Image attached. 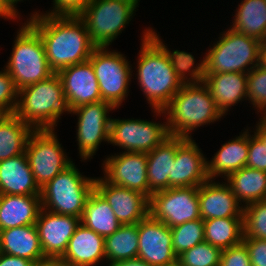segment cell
<instances>
[{
    "label": "cell",
    "instance_id": "cell-2",
    "mask_svg": "<svg viewBox=\"0 0 266 266\" xmlns=\"http://www.w3.org/2000/svg\"><path fill=\"white\" fill-rule=\"evenodd\" d=\"M27 22L39 33L54 73L89 60L96 48L79 16H52L37 11Z\"/></svg>",
    "mask_w": 266,
    "mask_h": 266
},
{
    "label": "cell",
    "instance_id": "cell-32",
    "mask_svg": "<svg viewBox=\"0 0 266 266\" xmlns=\"http://www.w3.org/2000/svg\"><path fill=\"white\" fill-rule=\"evenodd\" d=\"M205 241L221 250L243 241V217H227L203 220Z\"/></svg>",
    "mask_w": 266,
    "mask_h": 266
},
{
    "label": "cell",
    "instance_id": "cell-43",
    "mask_svg": "<svg viewBox=\"0 0 266 266\" xmlns=\"http://www.w3.org/2000/svg\"><path fill=\"white\" fill-rule=\"evenodd\" d=\"M34 264L26 258L0 253V266H34Z\"/></svg>",
    "mask_w": 266,
    "mask_h": 266
},
{
    "label": "cell",
    "instance_id": "cell-37",
    "mask_svg": "<svg viewBox=\"0 0 266 266\" xmlns=\"http://www.w3.org/2000/svg\"><path fill=\"white\" fill-rule=\"evenodd\" d=\"M247 98L266 117V69L260 65L247 73Z\"/></svg>",
    "mask_w": 266,
    "mask_h": 266
},
{
    "label": "cell",
    "instance_id": "cell-30",
    "mask_svg": "<svg viewBox=\"0 0 266 266\" xmlns=\"http://www.w3.org/2000/svg\"><path fill=\"white\" fill-rule=\"evenodd\" d=\"M34 128L15 114L0 118V161L25 153Z\"/></svg>",
    "mask_w": 266,
    "mask_h": 266
},
{
    "label": "cell",
    "instance_id": "cell-29",
    "mask_svg": "<svg viewBox=\"0 0 266 266\" xmlns=\"http://www.w3.org/2000/svg\"><path fill=\"white\" fill-rule=\"evenodd\" d=\"M225 180L242 206L266 199L265 171L242 167L231 173Z\"/></svg>",
    "mask_w": 266,
    "mask_h": 266
},
{
    "label": "cell",
    "instance_id": "cell-36",
    "mask_svg": "<svg viewBox=\"0 0 266 266\" xmlns=\"http://www.w3.org/2000/svg\"><path fill=\"white\" fill-rule=\"evenodd\" d=\"M243 238L266 240V199L243 207Z\"/></svg>",
    "mask_w": 266,
    "mask_h": 266
},
{
    "label": "cell",
    "instance_id": "cell-21",
    "mask_svg": "<svg viewBox=\"0 0 266 266\" xmlns=\"http://www.w3.org/2000/svg\"><path fill=\"white\" fill-rule=\"evenodd\" d=\"M208 87L218 109L225 116L228 109L247 100V74L241 72L196 74Z\"/></svg>",
    "mask_w": 266,
    "mask_h": 266
},
{
    "label": "cell",
    "instance_id": "cell-49",
    "mask_svg": "<svg viewBox=\"0 0 266 266\" xmlns=\"http://www.w3.org/2000/svg\"><path fill=\"white\" fill-rule=\"evenodd\" d=\"M5 3L15 12V13H19L18 10L16 9V4L20 1L23 0H4Z\"/></svg>",
    "mask_w": 266,
    "mask_h": 266
},
{
    "label": "cell",
    "instance_id": "cell-19",
    "mask_svg": "<svg viewBox=\"0 0 266 266\" xmlns=\"http://www.w3.org/2000/svg\"><path fill=\"white\" fill-rule=\"evenodd\" d=\"M201 151L192 138L177 148L169 188L199 187L208 180L207 159Z\"/></svg>",
    "mask_w": 266,
    "mask_h": 266
},
{
    "label": "cell",
    "instance_id": "cell-48",
    "mask_svg": "<svg viewBox=\"0 0 266 266\" xmlns=\"http://www.w3.org/2000/svg\"><path fill=\"white\" fill-rule=\"evenodd\" d=\"M259 65L266 69V40L260 45Z\"/></svg>",
    "mask_w": 266,
    "mask_h": 266
},
{
    "label": "cell",
    "instance_id": "cell-15",
    "mask_svg": "<svg viewBox=\"0 0 266 266\" xmlns=\"http://www.w3.org/2000/svg\"><path fill=\"white\" fill-rule=\"evenodd\" d=\"M103 170L108 182L140 192L149 199L147 153L123 152L107 156Z\"/></svg>",
    "mask_w": 266,
    "mask_h": 266
},
{
    "label": "cell",
    "instance_id": "cell-47",
    "mask_svg": "<svg viewBox=\"0 0 266 266\" xmlns=\"http://www.w3.org/2000/svg\"><path fill=\"white\" fill-rule=\"evenodd\" d=\"M109 266H150V265L139 258H135V259L117 261Z\"/></svg>",
    "mask_w": 266,
    "mask_h": 266
},
{
    "label": "cell",
    "instance_id": "cell-13",
    "mask_svg": "<svg viewBox=\"0 0 266 266\" xmlns=\"http://www.w3.org/2000/svg\"><path fill=\"white\" fill-rule=\"evenodd\" d=\"M115 108L104 101L79 106L69 111L78 117L77 142L82 160L91 159L103 141L109 143L111 118L107 115Z\"/></svg>",
    "mask_w": 266,
    "mask_h": 266
},
{
    "label": "cell",
    "instance_id": "cell-44",
    "mask_svg": "<svg viewBox=\"0 0 266 266\" xmlns=\"http://www.w3.org/2000/svg\"><path fill=\"white\" fill-rule=\"evenodd\" d=\"M256 125V131H254V135L262 142V144L266 147V117L261 116L259 118Z\"/></svg>",
    "mask_w": 266,
    "mask_h": 266
},
{
    "label": "cell",
    "instance_id": "cell-31",
    "mask_svg": "<svg viewBox=\"0 0 266 266\" xmlns=\"http://www.w3.org/2000/svg\"><path fill=\"white\" fill-rule=\"evenodd\" d=\"M234 17L232 30L260 42L266 40V0H243Z\"/></svg>",
    "mask_w": 266,
    "mask_h": 266
},
{
    "label": "cell",
    "instance_id": "cell-38",
    "mask_svg": "<svg viewBox=\"0 0 266 266\" xmlns=\"http://www.w3.org/2000/svg\"><path fill=\"white\" fill-rule=\"evenodd\" d=\"M19 90L8 71H0V111L4 115L14 114Z\"/></svg>",
    "mask_w": 266,
    "mask_h": 266
},
{
    "label": "cell",
    "instance_id": "cell-40",
    "mask_svg": "<svg viewBox=\"0 0 266 266\" xmlns=\"http://www.w3.org/2000/svg\"><path fill=\"white\" fill-rule=\"evenodd\" d=\"M246 167L266 172V147L255 136L249 134V150Z\"/></svg>",
    "mask_w": 266,
    "mask_h": 266
},
{
    "label": "cell",
    "instance_id": "cell-25",
    "mask_svg": "<svg viewBox=\"0 0 266 266\" xmlns=\"http://www.w3.org/2000/svg\"><path fill=\"white\" fill-rule=\"evenodd\" d=\"M40 195H0V231L36 224Z\"/></svg>",
    "mask_w": 266,
    "mask_h": 266
},
{
    "label": "cell",
    "instance_id": "cell-18",
    "mask_svg": "<svg viewBox=\"0 0 266 266\" xmlns=\"http://www.w3.org/2000/svg\"><path fill=\"white\" fill-rule=\"evenodd\" d=\"M62 81L69 111L102 101L94 68L89 60L71 65L57 73Z\"/></svg>",
    "mask_w": 266,
    "mask_h": 266
},
{
    "label": "cell",
    "instance_id": "cell-41",
    "mask_svg": "<svg viewBox=\"0 0 266 266\" xmlns=\"http://www.w3.org/2000/svg\"><path fill=\"white\" fill-rule=\"evenodd\" d=\"M92 0H53L52 16H79ZM55 5V6H54Z\"/></svg>",
    "mask_w": 266,
    "mask_h": 266
},
{
    "label": "cell",
    "instance_id": "cell-46",
    "mask_svg": "<svg viewBox=\"0 0 266 266\" xmlns=\"http://www.w3.org/2000/svg\"><path fill=\"white\" fill-rule=\"evenodd\" d=\"M19 16L15 13L6 3L4 0H0V17L7 18V19H15Z\"/></svg>",
    "mask_w": 266,
    "mask_h": 266
},
{
    "label": "cell",
    "instance_id": "cell-39",
    "mask_svg": "<svg viewBox=\"0 0 266 266\" xmlns=\"http://www.w3.org/2000/svg\"><path fill=\"white\" fill-rule=\"evenodd\" d=\"M219 266H251L249 252L243 242L221 251Z\"/></svg>",
    "mask_w": 266,
    "mask_h": 266
},
{
    "label": "cell",
    "instance_id": "cell-23",
    "mask_svg": "<svg viewBox=\"0 0 266 266\" xmlns=\"http://www.w3.org/2000/svg\"><path fill=\"white\" fill-rule=\"evenodd\" d=\"M26 154L0 161V195H40Z\"/></svg>",
    "mask_w": 266,
    "mask_h": 266
},
{
    "label": "cell",
    "instance_id": "cell-26",
    "mask_svg": "<svg viewBox=\"0 0 266 266\" xmlns=\"http://www.w3.org/2000/svg\"><path fill=\"white\" fill-rule=\"evenodd\" d=\"M240 136L222 144L221 148L207 162L208 179L223 176L227 178L231 173L246 167L249 150V129H245Z\"/></svg>",
    "mask_w": 266,
    "mask_h": 266
},
{
    "label": "cell",
    "instance_id": "cell-4",
    "mask_svg": "<svg viewBox=\"0 0 266 266\" xmlns=\"http://www.w3.org/2000/svg\"><path fill=\"white\" fill-rule=\"evenodd\" d=\"M14 114L34 129H55L64 112L69 113L63 84L57 73L19 90Z\"/></svg>",
    "mask_w": 266,
    "mask_h": 266
},
{
    "label": "cell",
    "instance_id": "cell-10",
    "mask_svg": "<svg viewBox=\"0 0 266 266\" xmlns=\"http://www.w3.org/2000/svg\"><path fill=\"white\" fill-rule=\"evenodd\" d=\"M55 129H34L26 145V157L41 189L73 163L59 143Z\"/></svg>",
    "mask_w": 266,
    "mask_h": 266
},
{
    "label": "cell",
    "instance_id": "cell-50",
    "mask_svg": "<svg viewBox=\"0 0 266 266\" xmlns=\"http://www.w3.org/2000/svg\"><path fill=\"white\" fill-rule=\"evenodd\" d=\"M4 114L0 111V118L3 116Z\"/></svg>",
    "mask_w": 266,
    "mask_h": 266
},
{
    "label": "cell",
    "instance_id": "cell-24",
    "mask_svg": "<svg viewBox=\"0 0 266 266\" xmlns=\"http://www.w3.org/2000/svg\"><path fill=\"white\" fill-rule=\"evenodd\" d=\"M75 266H95L105 260V238L80 223L61 257Z\"/></svg>",
    "mask_w": 266,
    "mask_h": 266
},
{
    "label": "cell",
    "instance_id": "cell-35",
    "mask_svg": "<svg viewBox=\"0 0 266 266\" xmlns=\"http://www.w3.org/2000/svg\"><path fill=\"white\" fill-rule=\"evenodd\" d=\"M221 249L203 241L177 257L179 266H219Z\"/></svg>",
    "mask_w": 266,
    "mask_h": 266
},
{
    "label": "cell",
    "instance_id": "cell-22",
    "mask_svg": "<svg viewBox=\"0 0 266 266\" xmlns=\"http://www.w3.org/2000/svg\"><path fill=\"white\" fill-rule=\"evenodd\" d=\"M187 138L170 135L162 143L147 153V178L149 198L152 193L169 188L172 164L175 162L177 148Z\"/></svg>",
    "mask_w": 266,
    "mask_h": 266
},
{
    "label": "cell",
    "instance_id": "cell-8",
    "mask_svg": "<svg viewBox=\"0 0 266 266\" xmlns=\"http://www.w3.org/2000/svg\"><path fill=\"white\" fill-rule=\"evenodd\" d=\"M139 0H92L79 17L96 47H108L129 24Z\"/></svg>",
    "mask_w": 266,
    "mask_h": 266
},
{
    "label": "cell",
    "instance_id": "cell-17",
    "mask_svg": "<svg viewBox=\"0 0 266 266\" xmlns=\"http://www.w3.org/2000/svg\"><path fill=\"white\" fill-rule=\"evenodd\" d=\"M95 189L111 206L121 225L138 224L149 214V199L142 193L96 178Z\"/></svg>",
    "mask_w": 266,
    "mask_h": 266
},
{
    "label": "cell",
    "instance_id": "cell-14",
    "mask_svg": "<svg viewBox=\"0 0 266 266\" xmlns=\"http://www.w3.org/2000/svg\"><path fill=\"white\" fill-rule=\"evenodd\" d=\"M137 258L150 266H174L177 256L173 252L170 227L148 214L138 224Z\"/></svg>",
    "mask_w": 266,
    "mask_h": 266
},
{
    "label": "cell",
    "instance_id": "cell-12",
    "mask_svg": "<svg viewBox=\"0 0 266 266\" xmlns=\"http://www.w3.org/2000/svg\"><path fill=\"white\" fill-rule=\"evenodd\" d=\"M168 136L167 122L111 118L109 143L124 152L149 153Z\"/></svg>",
    "mask_w": 266,
    "mask_h": 266
},
{
    "label": "cell",
    "instance_id": "cell-42",
    "mask_svg": "<svg viewBox=\"0 0 266 266\" xmlns=\"http://www.w3.org/2000/svg\"><path fill=\"white\" fill-rule=\"evenodd\" d=\"M248 249L251 266H266V240L243 238Z\"/></svg>",
    "mask_w": 266,
    "mask_h": 266
},
{
    "label": "cell",
    "instance_id": "cell-28",
    "mask_svg": "<svg viewBox=\"0 0 266 266\" xmlns=\"http://www.w3.org/2000/svg\"><path fill=\"white\" fill-rule=\"evenodd\" d=\"M80 223L103 238L110 236L121 226L111 206L95 188L85 202Z\"/></svg>",
    "mask_w": 266,
    "mask_h": 266
},
{
    "label": "cell",
    "instance_id": "cell-3",
    "mask_svg": "<svg viewBox=\"0 0 266 266\" xmlns=\"http://www.w3.org/2000/svg\"><path fill=\"white\" fill-rule=\"evenodd\" d=\"M154 114L166 116L169 135L190 139L191 131L224 116L208 87L195 73L189 76L170 103L163 110L154 109Z\"/></svg>",
    "mask_w": 266,
    "mask_h": 266
},
{
    "label": "cell",
    "instance_id": "cell-16",
    "mask_svg": "<svg viewBox=\"0 0 266 266\" xmlns=\"http://www.w3.org/2000/svg\"><path fill=\"white\" fill-rule=\"evenodd\" d=\"M79 224L78 217L56 214L41 208L35 225L44 256L61 258Z\"/></svg>",
    "mask_w": 266,
    "mask_h": 266
},
{
    "label": "cell",
    "instance_id": "cell-20",
    "mask_svg": "<svg viewBox=\"0 0 266 266\" xmlns=\"http://www.w3.org/2000/svg\"><path fill=\"white\" fill-rule=\"evenodd\" d=\"M224 183L208 179L198 187L199 212L202 220L243 217L244 206H240L229 184Z\"/></svg>",
    "mask_w": 266,
    "mask_h": 266
},
{
    "label": "cell",
    "instance_id": "cell-5",
    "mask_svg": "<svg viewBox=\"0 0 266 266\" xmlns=\"http://www.w3.org/2000/svg\"><path fill=\"white\" fill-rule=\"evenodd\" d=\"M227 31V32H226ZM220 33L205 58L194 67L195 74L248 73L259 65L261 42L229 28ZM250 65V67H249Z\"/></svg>",
    "mask_w": 266,
    "mask_h": 266
},
{
    "label": "cell",
    "instance_id": "cell-45",
    "mask_svg": "<svg viewBox=\"0 0 266 266\" xmlns=\"http://www.w3.org/2000/svg\"><path fill=\"white\" fill-rule=\"evenodd\" d=\"M34 266H75L72 263L64 261L62 258H44L38 261Z\"/></svg>",
    "mask_w": 266,
    "mask_h": 266
},
{
    "label": "cell",
    "instance_id": "cell-11",
    "mask_svg": "<svg viewBox=\"0 0 266 266\" xmlns=\"http://www.w3.org/2000/svg\"><path fill=\"white\" fill-rule=\"evenodd\" d=\"M149 214L170 228L200 219L198 187L168 188L152 193Z\"/></svg>",
    "mask_w": 266,
    "mask_h": 266
},
{
    "label": "cell",
    "instance_id": "cell-6",
    "mask_svg": "<svg viewBox=\"0 0 266 266\" xmlns=\"http://www.w3.org/2000/svg\"><path fill=\"white\" fill-rule=\"evenodd\" d=\"M20 26L5 69L18 90L48 79L54 72L49 67L39 33L26 21Z\"/></svg>",
    "mask_w": 266,
    "mask_h": 266
},
{
    "label": "cell",
    "instance_id": "cell-9",
    "mask_svg": "<svg viewBox=\"0 0 266 266\" xmlns=\"http://www.w3.org/2000/svg\"><path fill=\"white\" fill-rule=\"evenodd\" d=\"M108 48L96 47L89 61L94 68L102 101L116 109L128 96L133 70L123 54Z\"/></svg>",
    "mask_w": 266,
    "mask_h": 266
},
{
    "label": "cell",
    "instance_id": "cell-7",
    "mask_svg": "<svg viewBox=\"0 0 266 266\" xmlns=\"http://www.w3.org/2000/svg\"><path fill=\"white\" fill-rule=\"evenodd\" d=\"M72 163L41 188L42 209L82 218L85 202L95 188L96 178L80 174Z\"/></svg>",
    "mask_w": 266,
    "mask_h": 266
},
{
    "label": "cell",
    "instance_id": "cell-27",
    "mask_svg": "<svg viewBox=\"0 0 266 266\" xmlns=\"http://www.w3.org/2000/svg\"><path fill=\"white\" fill-rule=\"evenodd\" d=\"M0 253L26 258L34 263L46 258L35 224L1 230Z\"/></svg>",
    "mask_w": 266,
    "mask_h": 266
},
{
    "label": "cell",
    "instance_id": "cell-34",
    "mask_svg": "<svg viewBox=\"0 0 266 266\" xmlns=\"http://www.w3.org/2000/svg\"><path fill=\"white\" fill-rule=\"evenodd\" d=\"M173 252L178 257L183 252L205 241L204 221L196 219L170 228Z\"/></svg>",
    "mask_w": 266,
    "mask_h": 266
},
{
    "label": "cell",
    "instance_id": "cell-33",
    "mask_svg": "<svg viewBox=\"0 0 266 266\" xmlns=\"http://www.w3.org/2000/svg\"><path fill=\"white\" fill-rule=\"evenodd\" d=\"M139 247L137 224L121 225L105 238V256L108 265L114 262L137 258Z\"/></svg>",
    "mask_w": 266,
    "mask_h": 266
},
{
    "label": "cell",
    "instance_id": "cell-1",
    "mask_svg": "<svg viewBox=\"0 0 266 266\" xmlns=\"http://www.w3.org/2000/svg\"><path fill=\"white\" fill-rule=\"evenodd\" d=\"M141 38L136 79L152 109L163 110L194 73L196 61L191 53L171 52L150 27Z\"/></svg>",
    "mask_w": 266,
    "mask_h": 266
}]
</instances>
